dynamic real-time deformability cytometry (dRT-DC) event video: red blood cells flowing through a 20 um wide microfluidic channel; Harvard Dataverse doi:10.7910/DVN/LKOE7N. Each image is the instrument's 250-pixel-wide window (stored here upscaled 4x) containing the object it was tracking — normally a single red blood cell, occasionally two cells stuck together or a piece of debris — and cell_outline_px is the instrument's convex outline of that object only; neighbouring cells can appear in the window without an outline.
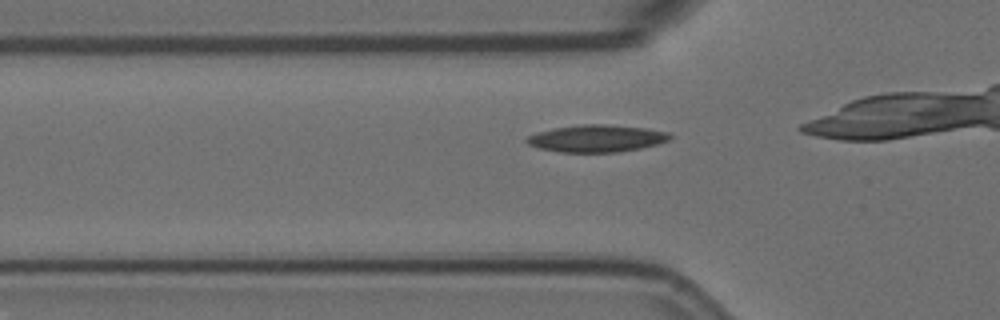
{"species": "Egyptian fruit bat (a non-hibernating species)", "species_latin": "Rousettus aegyptiacus", "temperature_condition": "room temperature", "stored_images_in_passage": 15, "camera_frame_rate_fps": 3000, "um_per_image_px": 0.085, "animal": {"sex": "female"}, "frame": {"image": 1, "passage_image": 9, "time_ms": 2.667, "image_size_px": [1000, 320], "cell_outline_px": [[672, 136], [668, 140], [656, 144], [640, 148], [620, 152], [560, 152], [536, 148], [528, 144], [524, 140], [528, 136], [536, 132], [552, 128], [580, 124], [604, 124], [648, 128], [668, 132]], "centroid_in_image_um": [50.67, 11.76], "position_along_channel_um": 75.1, "area_um2": 22.83}}
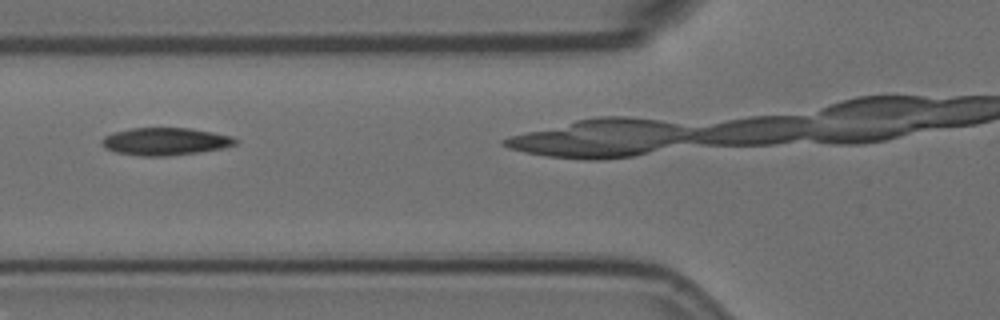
{"frame": {"image": 2, "passage_image": 12, "time_ms": 3.667, "image_size_px": [1000, 320], "cell_outline_px": [[236, 144], [220, 148], [196, 152], [168, 156], [140, 156], [116, 152], [108, 148], [100, 140], [104, 136], [112, 132], [132, 128], [188, 128], [212, 132], [232, 136], [236, 140]], "centroid_in_image_um": [14.01, 12.01], "position_along_channel_um": 111.8, "area_um2": 21.1}}